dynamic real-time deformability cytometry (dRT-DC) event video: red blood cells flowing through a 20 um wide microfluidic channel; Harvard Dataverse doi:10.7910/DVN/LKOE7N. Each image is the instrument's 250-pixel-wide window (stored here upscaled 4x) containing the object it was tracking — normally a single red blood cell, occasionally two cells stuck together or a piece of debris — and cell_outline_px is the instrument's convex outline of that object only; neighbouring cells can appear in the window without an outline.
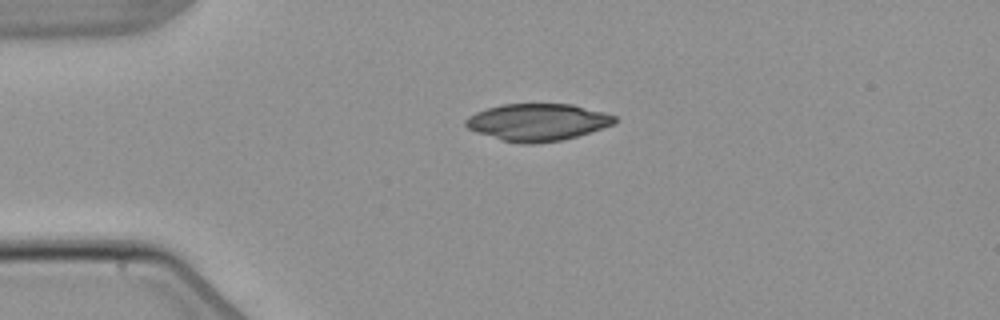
{"species": "common noctule bat (a hibernating species)", "species_latin": "Nyctalus noctula", "temperature_condition": "warm", "stored_images_in_passage": 5, "segment_of_instrument_passage": [2, 2], "camera_frame_rate_fps": 3000, "um_per_image_px": 0.085, "animal": {"sex": "male", "body_mass_g": 21.5, "forearm_length_mm": 52.0}, "frame": {"image": 1, "passage_image": 5, "time_ms": 5.0, "image_size_px": [1000, 320], "cell_outline_px": [[616, 124], [576, 136], [560, 140], [532, 144], [520, 144], [500, 140], [476, 132], [468, 128], [464, 124], [464, 120], [468, 116], [476, 112], [488, 108], [504, 104], [572, 104], [604, 112], [616, 116]], "centroid_in_image_um": [45.68, 10.39], "position_along_channel_um": 39.3, "area_um2": 32.25}}